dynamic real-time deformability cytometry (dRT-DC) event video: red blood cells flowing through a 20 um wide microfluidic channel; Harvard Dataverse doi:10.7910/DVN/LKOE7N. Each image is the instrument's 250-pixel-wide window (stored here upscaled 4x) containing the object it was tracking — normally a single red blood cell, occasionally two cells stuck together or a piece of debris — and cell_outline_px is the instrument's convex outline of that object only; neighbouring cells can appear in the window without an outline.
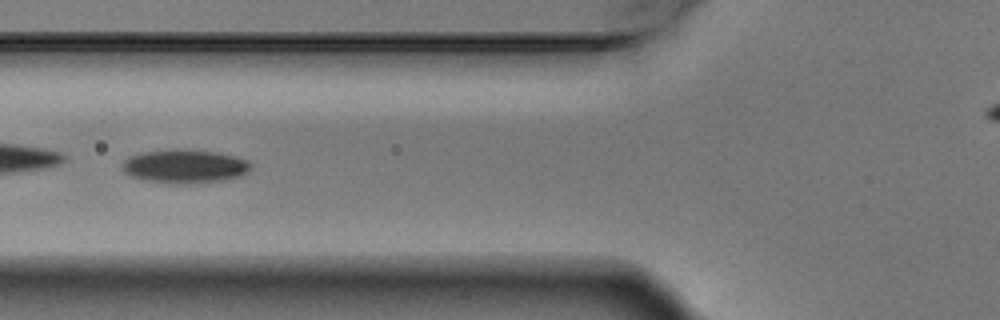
{"species": "Egyptian fruit bat (a non-hibernating species)", "species_latin": "Rousettus aegyptiacus", "temperature_condition": "warm", "stored_images_in_passage": 7, "camera_frame_rate_fps": 3000, "um_per_image_px": 0.085, "animal": {"sex": "male"}, "frame": {"image": 1, "passage_image": 7, "time_ms": 2.0, "image_size_px": [1000, 320], "cell_outline_px": [[252, 168], [248, 172], [240, 176], [228, 180], [200, 184], [164, 184], [140, 180], [128, 176], [124, 172], [120, 164], [128, 156], [140, 152], [176, 148], [212, 152], [236, 156], [248, 160], [252, 164]], "centroid_in_image_um": [15.66, 14.16], "position_along_channel_um": 110.1, "area_um2": 26.24}}